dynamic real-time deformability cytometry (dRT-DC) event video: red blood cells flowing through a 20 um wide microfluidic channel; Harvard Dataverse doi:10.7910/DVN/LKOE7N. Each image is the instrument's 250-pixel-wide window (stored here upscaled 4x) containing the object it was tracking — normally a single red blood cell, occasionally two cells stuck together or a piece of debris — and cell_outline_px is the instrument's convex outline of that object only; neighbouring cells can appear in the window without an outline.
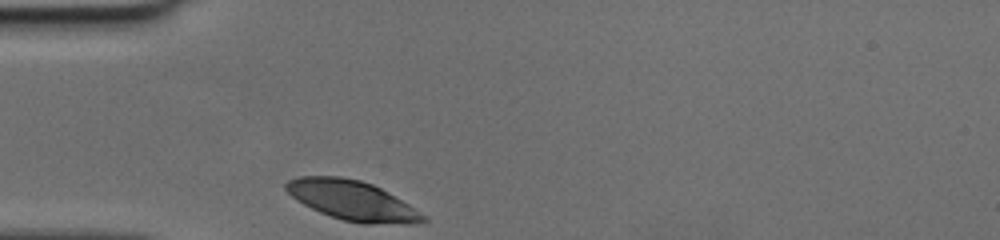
{"species": "human", "species_latin": "Homo sapiens", "temperature_condition": "cold", "stored_images_in_passage": 25, "camera_frame_rate_fps": 3000, "um_per_image_px": 0.085, "donor": {"sex": "female"}, "frame": {"image": 1, "passage_image": 1, "time_ms": 0.0, "image_size_px": [1000, 240], "cell_outline_px": [[428, 220], [412, 224], [364, 224], [344, 220], [320, 212], [304, 204], [292, 196], [284, 188], [284, 184], [288, 180], [300, 176], [340, 176], [360, 180], [372, 184], [388, 192], [408, 204], [424, 216]], "centroid_in_image_um": [29.93, 17.03], "position_along_channel_um": 55.1, "area_um2": 31.39}}
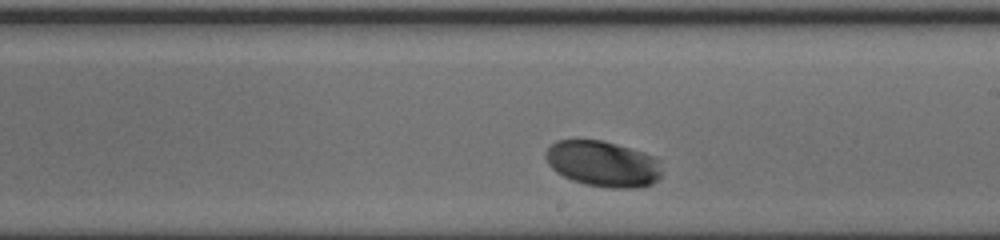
{"frame": {"image": 2, "passage_image": 15, "time_ms": 4.667, "image_size_px": [1000, 240], "cell_outline_px": [[660, 176], [652, 184], [640, 188], [608, 188], [584, 184], [572, 180], [556, 172], [548, 164], [544, 156], [544, 152], [556, 140], [600, 140], [616, 144], [644, 152], [660, 160]], "centroid_in_image_um": [51.23, 13.93], "position_along_channel_um": 237.8, "area_um2": 31.15}}
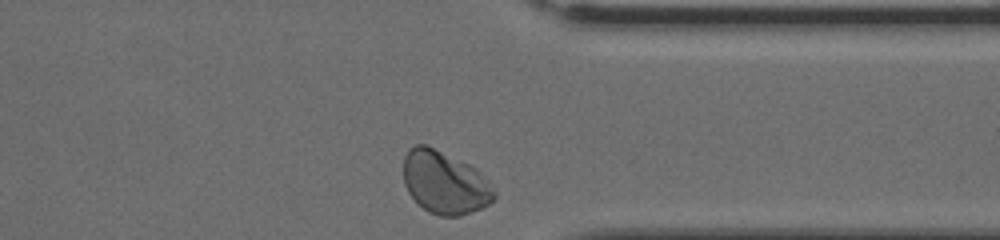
{"frame": {"image": 3, "passage_image": 25, "time_ms": 8.0, "image_size_px": [1000, 240], "cell_outline_px": [[496, 196], [488, 204], [480, 208], [460, 216], [440, 216], [428, 212], [408, 192], [404, 184], [404, 156], [416, 144], [424, 144], [468, 164], [476, 168], [496, 192]], "centroid_in_image_um": [37.8, 15.53], "position_along_channel_um": 373.6, "area_um2": 32.6}}